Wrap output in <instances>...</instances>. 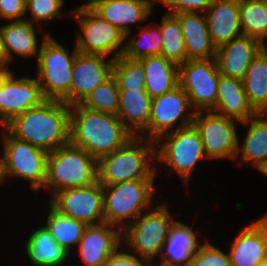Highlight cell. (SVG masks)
<instances>
[{
  "label": "cell",
  "mask_w": 267,
  "mask_h": 266,
  "mask_svg": "<svg viewBox=\"0 0 267 266\" xmlns=\"http://www.w3.org/2000/svg\"><path fill=\"white\" fill-rule=\"evenodd\" d=\"M4 128L13 137L52 152L69 143L70 105L47 99L15 116Z\"/></svg>",
  "instance_id": "obj_1"
},
{
  "label": "cell",
  "mask_w": 267,
  "mask_h": 266,
  "mask_svg": "<svg viewBox=\"0 0 267 266\" xmlns=\"http://www.w3.org/2000/svg\"><path fill=\"white\" fill-rule=\"evenodd\" d=\"M132 135L116 114L70 106L69 142L97 160L122 147Z\"/></svg>",
  "instance_id": "obj_2"
},
{
  "label": "cell",
  "mask_w": 267,
  "mask_h": 266,
  "mask_svg": "<svg viewBox=\"0 0 267 266\" xmlns=\"http://www.w3.org/2000/svg\"><path fill=\"white\" fill-rule=\"evenodd\" d=\"M98 182L118 184L156 179L155 141L132 136L122 147L97 160Z\"/></svg>",
  "instance_id": "obj_3"
},
{
  "label": "cell",
  "mask_w": 267,
  "mask_h": 266,
  "mask_svg": "<svg viewBox=\"0 0 267 266\" xmlns=\"http://www.w3.org/2000/svg\"><path fill=\"white\" fill-rule=\"evenodd\" d=\"M155 160L157 176L165 168L166 175L179 176L186 189H189L190 181L194 179L193 172H197L198 163L209 162L202 139L193 124L160 136L155 141Z\"/></svg>",
  "instance_id": "obj_4"
},
{
  "label": "cell",
  "mask_w": 267,
  "mask_h": 266,
  "mask_svg": "<svg viewBox=\"0 0 267 266\" xmlns=\"http://www.w3.org/2000/svg\"><path fill=\"white\" fill-rule=\"evenodd\" d=\"M163 198L122 230V245L150 266L157 262L175 218L181 216L178 212L174 217Z\"/></svg>",
  "instance_id": "obj_5"
},
{
  "label": "cell",
  "mask_w": 267,
  "mask_h": 266,
  "mask_svg": "<svg viewBox=\"0 0 267 266\" xmlns=\"http://www.w3.org/2000/svg\"><path fill=\"white\" fill-rule=\"evenodd\" d=\"M156 180L139 179L103 185L104 222L123 230L149 210L162 197L161 192L156 194Z\"/></svg>",
  "instance_id": "obj_6"
},
{
  "label": "cell",
  "mask_w": 267,
  "mask_h": 266,
  "mask_svg": "<svg viewBox=\"0 0 267 266\" xmlns=\"http://www.w3.org/2000/svg\"><path fill=\"white\" fill-rule=\"evenodd\" d=\"M98 181L97 159L70 142L48 153L43 190L52 196L68 188L86 187Z\"/></svg>",
  "instance_id": "obj_7"
},
{
  "label": "cell",
  "mask_w": 267,
  "mask_h": 266,
  "mask_svg": "<svg viewBox=\"0 0 267 266\" xmlns=\"http://www.w3.org/2000/svg\"><path fill=\"white\" fill-rule=\"evenodd\" d=\"M2 171L5 184L15 180L27 183L35 194L44 188L48 152L13 137L4 127L0 131ZM11 180V181H10Z\"/></svg>",
  "instance_id": "obj_8"
},
{
  "label": "cell",
  "mask_w": 267,
  "mask_h": 266,
  "mask_svg": "<svg viewBox=\"0 0 267 266\" xmlns=\"http://www.w3.org/2000/svg\"><path fill=\"white\" fill-rule=\"evenodd\" d=\"M72 52L49 34L39 49L35 77L38 79L46 99L58 100L69 105V91L72 82V67L78 50ZM70 51V52H69Z\"/></svg>",
  "instance_id": "obj_9"
},
{
  "label": "cell",
  "mask_w": 267,
  "mask_h": 266,
  "mask_svg": "<svg viewBox=\"0 0 267 266\" xmlns=\"http://www.w3.org/2000/svg\"><path fill=\"white\" fill-rule=\"evenodd\" d=\"M71 16L78 25L74 41L78 52L114 60L123 55L126 34L118 27L108 23L92 9L80 6H74Z\"/></svg>",
  "instance_id": "obj_10"
},
{
  "label": "cell",
  "mask_w": 267,
  "mask_h": 266,
  "mask_svg": "<svg viewBox=\"0 0 267 266\" xmlns=\"http://www.w3.org/2000/svg\"><path fill=\"white\" fill-rule=\"evenodd\" d=\"M238 123V124H237ZM240 122L212 111H197L193 125L202 139L206 158L233 160L238 150V125Z\"/></svg>",
  "instance_id": "obj_11"
},
{
  "label": "cell",
  "mask_w": 267,
  "mask_h": 266,
  "mask_svg": "<svg viewBox=\"0 0 267 266\" xmlns=\"http://www.w3.org/2000/svg\"><path fill=\"white\" fill-rule=\"evenodd\" d=\"M219 76L214 58L187 60L178 65L179 86L196 112L211 111L215 107Z\"/></svg>",
  "instance_id": "obj_12"
},
{
  "label": "cell",
  "mask_w": 267,
  "mask_h": 266,
  "mask_svg": "<svg viewBox=\"0 0 267 266\" xmlns=\"http://www.w3.org/2000/svg\"><path fill=\"white\" fill-rule=\"evenodd\" d=\"M195 113L190 99L179 85L152 98L148 139L156 141L166 133L192 125Z\"/></svg>",
  "instance_id": "obj_13"
},
{
  "label": "cell",
  "mask_w": 267,
  "mask_h": 266,
  "mask_svg": "<svg viewBox=\"0 0 267 266\" xmlns=\"http://www.w3.org/2000/svg\"><path fill=\"white\" fill-rule=\"evenodd\" d=\"M48 203L59 213L86 225L104 222L103 185L98 181L86 187L57 191L50 196Z\"/></svg>",
  "instance_id": "obj_14"
},
{
  "label": "cell",
  "mask_w": 267,
  "mask_h": 266,
  "mask_svg": "<svg viewBox=\"0 0 267 266\" xmlns=\"http://www.w3.org/2000/svg\"><path fill=\"white\" fill-rule=\"evenodd\" d=\"M15 75L14 71L0 90V127L47 100L35 75Z\"/></svg>",
  "instance_id": "obj_15"
},
{
  "label": "cell",
  "mask_w": 267,
  "mask_h": 266,
  "mask_svg": "<svg viewBox=\"0 0 267 266\" xmlns=\"http://www.w3.org/2000/svg\"><path fill=\"white\" fill-rule=\"evenodd\" d=\"M114 59L77 52L72 67L69 105L79 104L98 85L112 76Z\"/></svg>",
  "instance_id": "obj_16"
},
{
  "label": "cell",
  "mask_w": 267,
  "mask_h": 266,
  "mask_svg": "<svg viewBox=\"0 0 267 266\" xmlns=\"http://www.w3.org/2000/svg\"><path fill=\"white\" fill-rule=\"evenodd\" d=\"M122 245V230L105 222L87 225L77 250L82 266H104L109 257Z\"/></svg>",
  "instance_id": "obj_17"
},
{
  "label": "cell",
  "mask_w": 267,
  "mask_h": 266,
  "mask_svg": "<svg viewBox=\"0 0 267 266\" xmlns=\"http://www.w3.org/2000/svg\"><path fill=\"white\" fill-rule=\"evenodd\" d=\"M228 246L232 266H259L267 256V213L241 228Z\"/></svg>",
  "instance_id": "obj_18"
},
{
  "label": "cell",
  "mask_w": 267,
  "mask_h": 266,
  "mask_svg": "<svg viewBox=\"0 0 267 266\" xmlns=\"http://www.w3.org/2000/svg\"><path fill=\"white\" fill-rule=\"evenodd\" d=\"M0 28L7 59L10 62V65L11 62H16L14 58L18 59V57L23 58L24 60L33 58L36 62L42 41L51 34L45 30L42 36H40V39L37 31L43 30L42 27L27 19L2 21V23H0Z\"/></svg>",
  "instance_id": "obj_19"
},
{
  "label": "cell",
  "mask_w": 267,
  "mask_h": 266,
  "mask_svg": "<svg viewBox=\"0 0 267 266\" xmlns=\"http://www.w3.org/2000/svg\"><path fill=\"white\" fill-rule=\"evenodd\" d=\"M157 4V0H112L97 4L92 10L127 34L134 32V26L139 28L148 22L155 15Z\"/></svg>",
  "instance_id": "obj_20"
},
{
  "label": "cell",
  "mask_w": 267,
  "mask_h": 266,
  "mask_svg": "<svg viewBox=\"0 0 267 266\" xmlns=\"http://www.w3.org/2000/svg\"><path fill=\"white\" fill-rule=\"evenodd\" d=\"M180 218L181 216L170 227L158 262L152 266H188L194 253L204 242L200 240L201 230L195 229L193 224L189 226V223H184Z\"/></svg>",
  "instance_id": "obj_21"
},
{
  "label": "cell",
  "mask_w": 267,
  "mask_h": 266,
  "mask_svg": "<svg viewBox=\"0 0 267 266\" xmlns=\"http://www.w3.org/2000/svg\"><path fill=\"white\" fill-rule=\"evenodd\" d=\"M263 49V44L241 34L216 48L215 62L222 75L243 80L251 61Z\"/></svg>",
  "instance_id": "obj_22"
},
{
  "label": "cell",
  "mask_w": 267,
  "mask_h": 266,
  "mask_svg": "<svg viewBox=\"0 0 267 266\" xmlns=\"http://www.w3.org/2000/svg\"><path fill=\"white\" fill-rule=\"evenodd\" d=\"M240 125L247 130L242 144V138L238 136L235 161L238 159V166L248 164L261 173L267 167V113L256 114Z\"/></svg>",
  "instance_id": "obj_23"
},
{
  "label": "cell",
  "mask_w": 267,
  "mask_h": 266,
  "mask_svg": "<svg viewBox=\"0 0 267 266\" xmlns=\"http://www.w3.org/2000/svg\"><path fill=\"white\" fill-rule=\"evenodd\" d=\"M151 101L146 89H119L117 116L132 136L148 138Z\"/></svg>",
  "instance_id": "obj_24"
},
{
  "label": "cell",
  "mask_w": 267,
  "mask_h": 266,
  "mask_svg": "<svg viewBox=\"0 0 267 266\" xmlns=\"http://www.w3.org/2000/svg\"><path fill=\"white\" fill-rule=\"evenodd\" d=\"M204 13L211 42L216 48L242 34L239 0H215Z\"/></svg>",
  "instance_id": "obj_25"
},
{
  "label": "cell",
  "mask_w": 267,
  "mask_h": 266,
  "mask_svg": "<svg viewBox=\"0 0 267 266\" xmlns=\"http://www.w3.org/2000/svg\"><path fill=\"white\" fill-rule=\"evenodd\" d=\"M211 111L240 123L257 114L248 103L242 80L222 74L219 76L216 104Z\"/></svg>",
  "instance_id": "obj_26"
},
{
  "label": "cell",
  "mask_w": 267,
  "mask_h": 266,
  "mask_svg": "<svg viewBox=\"0 0 267 266\" xmlns=\"http://www.w3.org/2000/svg\"><path fill=\"white\" fill-rule=\"evenodd\" d=\"M186 48L187 60L215 58L216 47L208 32L205 13H176Z\"/></svg>",
  "instance_id": "obj_27"
},
{
  "label": "cell",
  "mask_w": 267,
  "mask_h": 266,
  "mask_svg": "<svg viewBox=\"0 0 267 266\" xmlns=\"http://www.w3.org/2000/svg\"><path fill=\"white\" fill-rule=\"evenodd\" d=\"M24 243L26 258L33 266H65L71 257L42 224L31 230Z\"/></svg>",
  "instance_id": "obj_28"
},
{
  "label": "cell",
  "mask_w": 267,
  "mask_h": 266,
  "mask_svg": "<svg viewBox=\"0 0 267 266\" xmlns=\"http://www.w3.org/2000/svg\"><path fill=\"white\" fill-rule=\"evenodd\" d=\"M145 73V89L151 98L167 93L179 85L178 65L163 55H153L139 60Z\"/></svg>",
  "instance_id": "obj_29"
},
{
  "label": "cell",
  "mask_w": 267,
  "mask_h": 266,
  "mask_svg": "<svg viewBox=\"0 0 267 266\" xmlns=\"http://www.w3.org/2000/svg\"><path fill=\"white\" fill-rule=\"evenodd\" d=\"M45 206L44 223L54 240L71 256L87 226L84 222L65 216L54 209L49 203ZM74 249V250H73Z\"/></svg>",
  "instance_id": "obj_30"
},
{
  "label": "cell",
  "mask_w": 267,
  "mask_h": 266,
  "mask_svg": "<svg viewBox=\"0 0 267 266\" xmlns=\"http://www.w3.org/2000/svg\"><path fill=\"white\" fill-rule=\"evenodd\" d=\"M242 82L253 110L267 113V53L263 49L251 61Z\"/></svg>",
  "instance_id": "obj_31"
},
{
  "label": "cell",
  "mask_w": 267,
  "mask_h": 266,
  "mask_svg": "<svg viewBox=\"0 0 267 266\" xmlns=\"http://www.w3.org/2000/svg\"><path fill=\"white\" fill-rule=\"evenodd\" d=\"M137 29L135 35L133 31L126 34L123 56L140 60L148 56L161 55L163 39L160 27L150 18L147 24L144 23Z\"/></svg>",
  "instance_id": "obj_32"
},
{
  "label": "cell",
  "mask_w": 267,
  "mask_h": 266,
  "mask_svg": "<svg viewBox=\"0 0 267 266\" xmlns=\"http://www.w3.org/2000/svg\"><path fill=\"white\" fill-rule=\"evenodd\" d=\"M239 17L243 35L267 42V0H239Z\"/></svg>",
  "instance_id": "obj_33"
},
{
  "label": "cell",
  "mask_w": 267,
  "mask_h": 266,
  "mask_svg": "<svg viewBox=\"0 0 267 266\" xmlns=\"http://www.w3.org/2000/svg\"><path fill=\"white\" fill-rule=\"evenodd\" d=\"M161 16V21L153 20L161 30V37L163 39L161 55L180 65L187 61V54L179 18L169 12Z\"/></svg>",
  "instance_id": "obj_34"
},
{
  "label": "cell",
  "mask_w": 267,
  "mask_h": 266,
  "mask_svg": "<svg viewBox=\"0 0 267 266\" xmlns=\"http://www.w3.org/2000/svg\"><path fill=\"white\" fill-rule=\"evenodd\" d=\"M80 104L90 110L117 115L119 108V88L115 78L111 76L104 83L98 85Z\"/></svg>",
  "instance_id": "obj_35"
},
{
  "label": "cell",
  "mask_w": 267,
  "mask_h": 266,
  "mask_svg": "<svg viewBox=\"0 0 267 266\" xmlns=\"http://www.w3.org/2000/svg\"><path fill=\"white\" fill-rule=\"evenodd\" d=\"M112 76L119 89H145L144 68L139 60L121 55L114 60Z\"/></svg>",
  "instance_id": "obj_36"
},
{
  "label": "cell",
  "mask_w": 267,
  "mask_h": 266,
  "mask_svg": "<svg viewBox=\"0 0 267 266\" xmlns=\"http://www.w3.org/2000/svg\"><path fill=\"white\" fill-rule=\"evenodd\" d=\"M65 4V0H26L25 19L43 28V23L48 24L66 15L71 17L72 9L66 13Z\"/></svg>",
  "instance_id": "obj_37"
},
{
  "label": "cell",
  "mask_w": 267,
  "mask_h": 266,
  "mask_svg": "<svg viewBox=\"0 0 267 266\" xmlns=\"http://www.w3.org/2000/svg\"><path fill=\"white\" fill-rule=\"evenodd\" d=\"M203 239L204 242L194 253L188 266H232L228 251L212 244L207 236H204Z\"/></svg>",
  "instance_id": "obj_38"
},
{
  "label": "cell",
  "mask_w": 267,
  "mask_h": 266,
  "mask_svg": "<svg viewBox=\"0 0 267 266\" xmlns=\"http://www.w3.org/2000/svg\"><path fill=\"white\" fill-rule=\"evenodd\" d=\"M215 0H157L169 13H204Z\"/></svg>",
  "instance_id": "obj_39"
},
{
  "label": "cell",
  "mask_w": 267,
  "mask_h": 266,
  "mask_svg": "<svg viewBox=\"0 0 267 266\" xmlns=\"http://www.w3.org/2000/svg\"><path fill=\"white\" fill-rule=\"evenodd\" d=\"M26 0H0V21L25 19Z\"/></svg>",
  "instance_id": "obj_40"
},
{
  "label": "cell",
  "mask_w": 267,
  "mask_h": 266,
  "mask_svg": "<svg viewBox=\"0 0 267 266\" xmlns=\"http://www.w3.org/2000/svg\"><path fill=\"white\" fill-rule=\"evenodd\" d=\"M104 266H150L144 259L129 252L121 245L107 260Z\"/></svg>",
  "instance_id": "obj_41"
},
{
  "label": "cell",
  "mask_w": 267,
  "mask_h": 266,
  "mask_svg": "<svg viewBox=\"0 0 267 266\" xmlns=\"http://www.w3.org/2000/svg\"><path fill=\"white\" fill-rule=\"evenodd\" d=\"M2 66H10V62L7 59L6 50L4 46V42L2 39L1 28H0V67Z\"/></svg>",
  "instance_id": "obj_42"
},
{
  "label": "cell",
  "mask_w": 267,
  "mask_h": 266,
  "mask_svg": "<svg viewBox=\"0 0 267 266\" xmlns=\"http://www.w3.org/2000/svg\"><path fill=\"white\" fill-rule=\"evenodd\" d=\"M11 66L0 67V90L5 82V80L14 72Z\"/></svg>",
  "instance_id": "obj_43"
},
{
  "label": "cell",
  "mask_w": 267,
  "mask_h": 266,
  "mask_svg": "<svg viewBox=\"0 0 267 266\" xmlns=\"http://www.w3.org/2000/svg\"><path fill=\"white\" fill-rule=\"evenodd\" d=\"M112 1V0H85L83 4L77 6L84 7L87 9H93L97 4Z\"/></svg>",
  "instance_id": "obj_44"
},
{
  "label": "cell",
  "mask_w": 267,
  "mask_h": 266,
  "mask_svg": "<svg viewBox=\"0 0 267 266\" xmlns=\"http://www.w3.org/2000/svg\"><path fill=\"white\" fill-rule=\"evenodd\" d=\"M4 184H5V181L3 178V171H2V151H0V186Z\"/></svg>",
  "instance_id": "obj_45"
},
{
  "label": "cell",
  "mask_w": 267,
  "mask_h": 266,
  "mask_svg": "<svg viewBox=\"0 0 267 266\" xmlns=\"http://www.w3.org/2000/svg\"><path fill=\"white\" fill-rule=\"evenodd\" d=\"M259 266H267V256L264 259L261 260Z\"/></svg>",
  "instance_id": "obj_46"
},
{
  "label": "cell",
  "mask_w": 267,
  "mask_h": 266,
  "mask_svg": "<svg viewBox=\"0 0 267 266\" xmlns=\"http://www.w3.org/2000/svg\"><path fill=\"white\" fill-rule=\"evenodd\" d=\"M263 50L267 53V42L263 44Z\"/></svg>",
  "instance_id": "obj_47"
},
{
  "label": "cell",
  "mask_w": 267,
  "mask_h": 266,
  "mask_svg": "<svg viewBox=\"0 0 267 266\" xmlns=\"http://www.w3.org/2000/svg\"><path fill=\"white\" fill-rule=\"evenodd\" d=\"M263 175L267 176V167L261 172Z\"/></svg>",
  "instance_id": "obj_48"
}]
</instances>
